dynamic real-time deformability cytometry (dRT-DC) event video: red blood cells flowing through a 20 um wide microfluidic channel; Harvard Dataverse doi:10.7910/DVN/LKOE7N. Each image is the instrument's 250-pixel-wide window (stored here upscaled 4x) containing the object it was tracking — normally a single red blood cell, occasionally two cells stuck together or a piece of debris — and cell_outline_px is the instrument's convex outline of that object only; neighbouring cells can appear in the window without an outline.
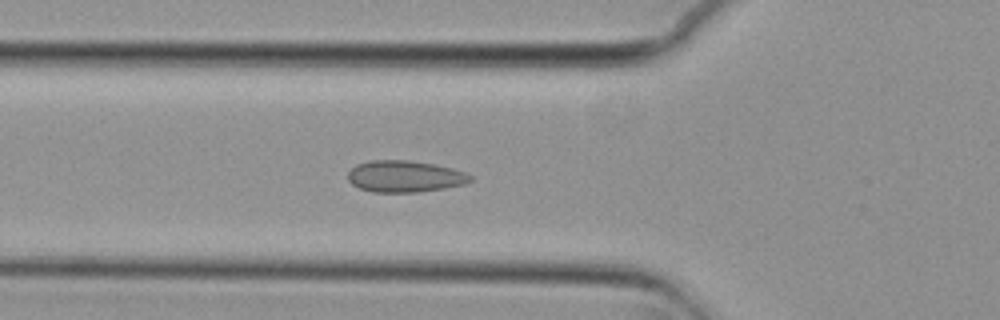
{"species": "common noctule bat (a hibernating species)", "species_latin": "Nyctalus noctula", "temperature_condition": "cold", "stored_images_in_passage": 34, "camera_frame_rate_fps": 3000, "um_per_image_px": 0.085, "animal": {"sex": "female", "body_mass_g": 29.2, "forearm_length_mm": 56.3}, "frame": {"image": 1, "passage_image": 9, "time_ms": 2.667, "image_size_px": [1000, 320], "cell_outline_px": [[472, 180], [464, 184], [444, 188], [416, 192], [372, 192], [360, 188], [352, 184], [348, 180], [348, 172], [356, 164], [372, 160], [408, 160], [436, 164], [452, 168], [464, 172], [472, 176]], "centroid_in_image_um": [34.4, 14.99], "position_along_channel_um": 91.4, "area_um2": 22.54}}
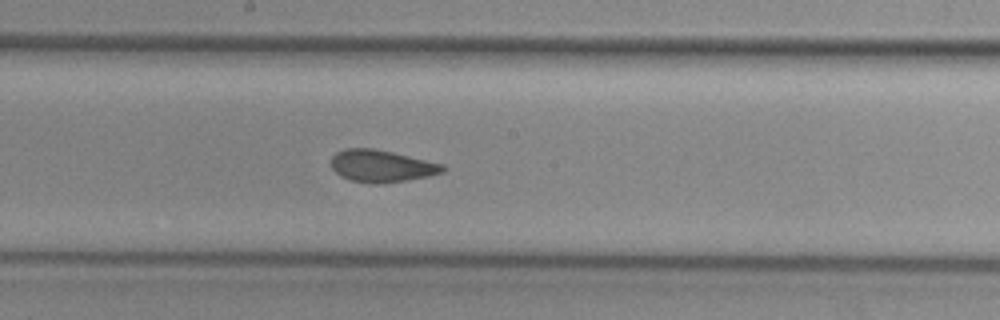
{"frame": {"image": 2, "passage_image": 19, "time_ms": 6.0, "image_size_px": [1000, 320], "cell_outline_px": [[448, 168], [444, 172], [428, 176], [408, 180], [380, 184], [368, 184], [348, 180], [340, 176], [332, 168], [332, 156], [336, 152], [344, 148], [372, 148], [392, 152], [444, 164]], "centroid_in_image_um": [32.43, 14.12], "position_along_channel_um": 215.8, "area_um2": 21.15}}
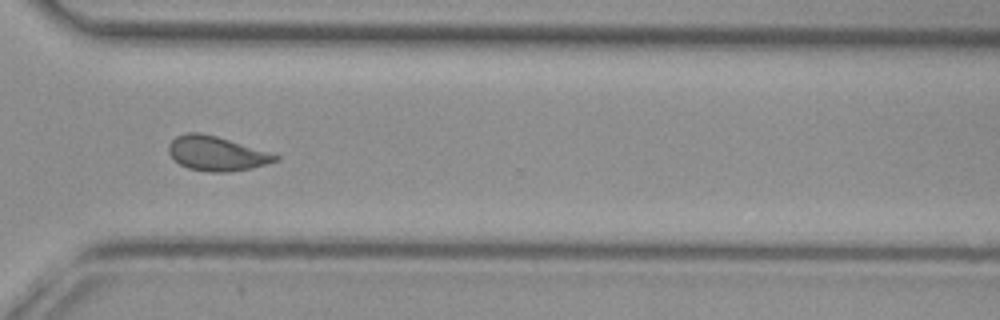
{"frame": {"image": 3, "passage_image": 30, "time_ms": 9.667, "image_size_px": [1000, 320], "cell_outline_px": [[280, 160], [268, 164], [252, 168], [224, 172], [208, 172], [188, 168], [180, 164], [168, 152], [168, 144], [176, 136], [188, 132], [200, 132], [216, 136], [280, 156]], "centroid_in_image_um": [18.39, 13.05], "position_along_channel_um": 352.2, "area_um2": 21.21}, "authors_computed_cell_mechanics": {"area_um2": 21.1259, "velocity_mm_per_s": 3.7204, "shape_relaxation_time_tau1_ms": null, "shape_relaxation_time_tau2_ms": 0.8464, "deformation_change_tau1": null, "deformation_change_tau2": 0.0679}}